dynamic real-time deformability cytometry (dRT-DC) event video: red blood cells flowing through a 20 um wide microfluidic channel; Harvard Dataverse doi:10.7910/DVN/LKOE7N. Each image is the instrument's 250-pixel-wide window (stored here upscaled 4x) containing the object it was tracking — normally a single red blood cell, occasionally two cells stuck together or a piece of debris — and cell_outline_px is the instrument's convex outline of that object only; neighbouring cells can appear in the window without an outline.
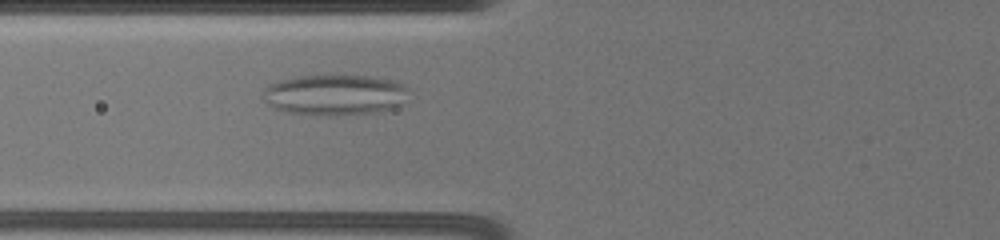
{"species": "common noctule bat (a hibernating species)", "species_latin": "Nyctalus noctula", "temperature_condition": "warm", "stored_images_in_passage": 18, "camera_frame_rate_fps": 3000, "um_per_image_px": 0.085, "animal": {"sex": "female", "body_mass_g": 19.5, "forearm_length_mm": 54.1}, "frame": {"image": 1, "passage_image": 3, "time_ms": 1.667, "image_size_px": [1000, 240], "cell_outline_px": [[408, 88], [400, 104], [396, 108], [376, 112], [328, 116], [284, 112], [268, 104], [264, 100], [264, 88], [268, 84], [280, 80], [300, 76], [372, 76], [392, 80], [404, 84]], "centroid_in_image_um": [28.44, 8.07], "position_along_channel_um": 97.4, "area_um2": 34.45}}
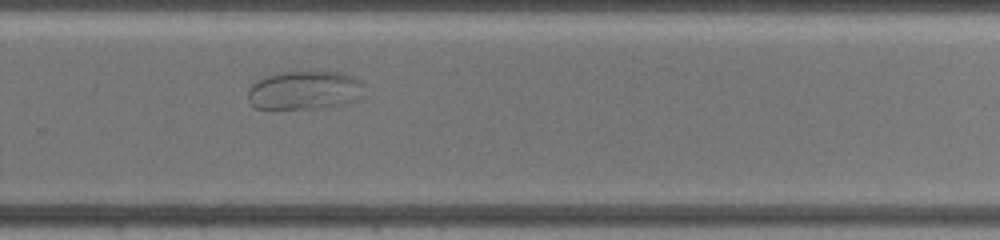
{"frame": {"image": 2, "passage_image": 12, "time_ms": 7.667, "image_size_px": [1000, 240], "cell_outline_px": [[364, 96], [360, 100], [348, 104], [324, 108], [272, 112], [256, 108], [248, 100], [248, 88], [252, 84], [264, 76], [280, 72], [344, 72], [360, 80]], "centroid_in_image_um": [25.87, 7.73], "position_along_channel_um": 303.9, "area_um2": 27.51}}
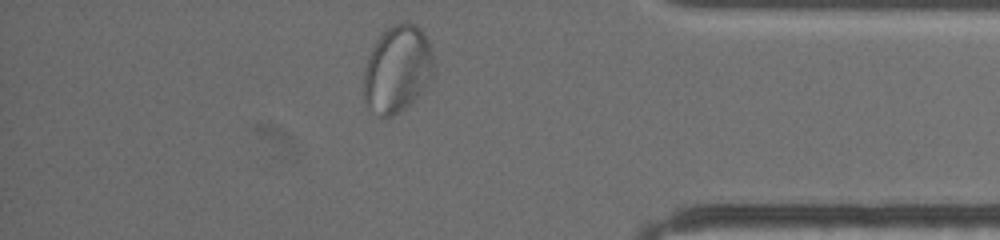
{"frame": {"image": 3, "passage_image": 17, "time_ms": 11.0, "image_size_px": [1000, 240], "cell_outline_px": [[436, 64], [432, 80], [400, 112], [392, 116], [380, 116], [368, 108], [364, 104], [364, 68], [368, 56], [376, 40], [392, 24], [404, 20], [416, 24], [420, 28], [428, 40]], "centroid_in_image_um": [33.79, 5.84], "position_along_channel_um": 401.4, "area_um2": 35.89}}